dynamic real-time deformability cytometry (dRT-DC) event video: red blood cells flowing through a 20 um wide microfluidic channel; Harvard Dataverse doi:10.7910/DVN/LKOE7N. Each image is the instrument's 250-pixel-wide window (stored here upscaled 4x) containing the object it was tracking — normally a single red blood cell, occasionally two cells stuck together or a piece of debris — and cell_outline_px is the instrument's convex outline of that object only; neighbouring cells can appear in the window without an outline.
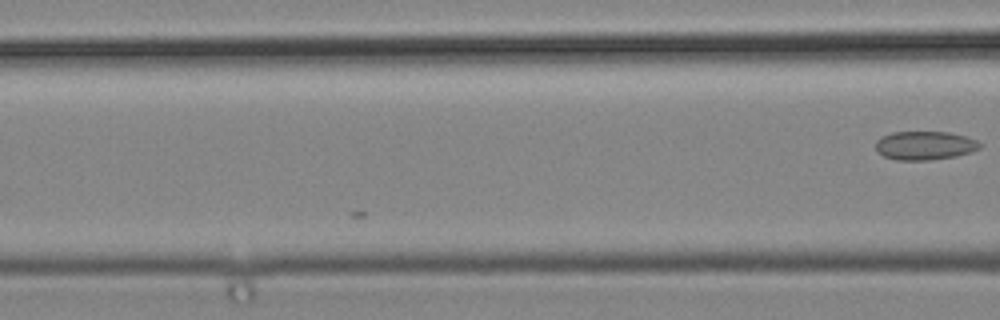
{"species": "common noctule bat (a hibernating species)", "species_latin": "Nyctalus noctula", "temperature_condition": "cold", "stored_images_in_passage": 5, "camera_frame_rate_fps": 3000, "um_per_image_px": 0.085, "animal": {"sex": "male", "body_mass_g": 19.2, "forearm_length_mm": 51.8}, "frame": {"image": 1, "passage_image": 5, "time_ms": 1.333, "image_size_px": [1000, 320], "cell_outline_px": [[980, 148], [972, 152], [956, 156], [928, 160], [896, 160], [884, 156], [876, 148], [876, 140], [880, 136], [892, 132], [948, 132], [968, 136], [976, 140], [980, 144]], "centroid_in_image_um": [78.61, 12.36], "position_along_channel_um": 88.0, "area_um2": 17.46}}